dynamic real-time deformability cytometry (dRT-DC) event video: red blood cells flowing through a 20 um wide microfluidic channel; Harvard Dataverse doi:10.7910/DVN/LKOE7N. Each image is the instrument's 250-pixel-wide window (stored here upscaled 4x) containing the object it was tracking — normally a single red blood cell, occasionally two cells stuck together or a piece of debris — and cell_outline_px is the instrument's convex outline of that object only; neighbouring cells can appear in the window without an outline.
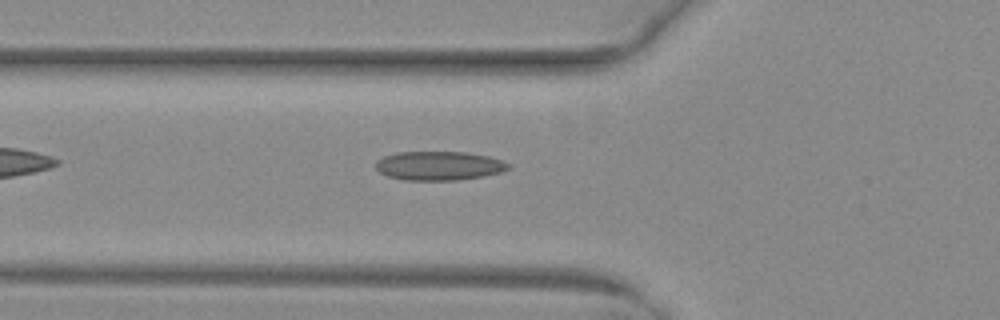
{"species": "common noctule bat (a hibernating species)", "species_latin": "Nyctalus noctula", "temperature_condition": "warm", "stored_images_in_passage": 30, "camera_frame_rate_fps": 3000, "um_per_image_px": 0.085, "animal": {"sex": "female", "body_mass_g": 29.2, "forearm_length_mm": 56.3}, "frame": {"image": 1, "passage_image": 2, "time_ms": 0.333, "image_size_px": [1000, 320], "cell_outline_px": [[512, 168], [500, 172], [484, 176], [456, 180], [404, 180], [388, 176], [380, 172], [376, 168], [376, 160], [384, 156], [396, 152], [464, 152], [488, 156], [500, 160], [508, 164]], "centroid_in_image_um": [37.29, 14.09], "position_along_channel_um": 88.5, "area_um2": 22.31}}
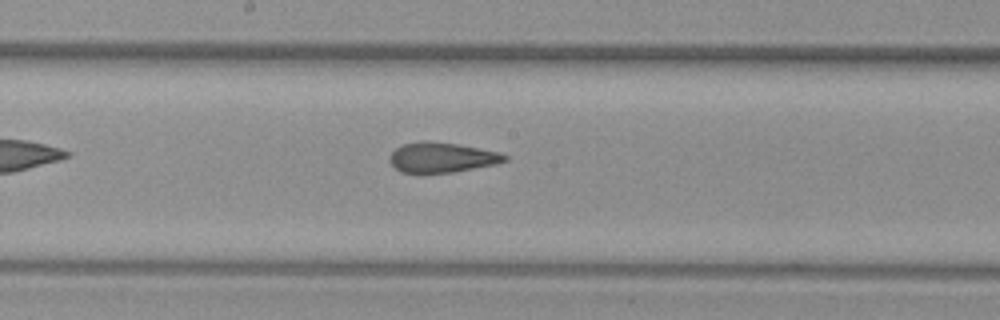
{"frame": {"image": 2, "passage_image": 11, "time_ms": 3.333, "image_size_px": [1000, 320], "cell_outline_px": [[508, 160], [496, 164], [456, 172], [400, 172], [388, 160], [392, 152], [400, 144], [424, 140], [456, 144], [500, 152], [508, 156]], "centroid_in_image_um": [37.56, 13.37], "position_along_channel_um": 210.6, "area_um2": 20.11}}
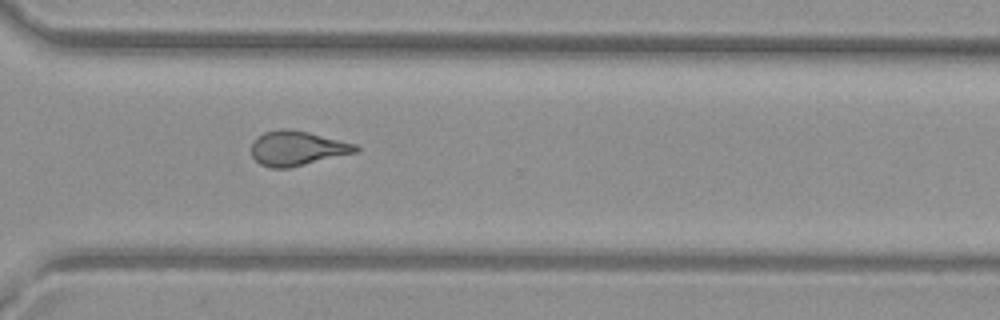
{"frame": {"image": 3, "passage_image": 21, "time_ms": 6.667, "image_size_px": [1000, 320], "cell_outline_px": [[360, 148], [356, 152], [288, 168], [268, 168], [260, 164], [252, 156], [252, 140], [256, 136], [264, 132], [280, 128], [288, 128], [308, 132], [356, 144]], "centroid_in_image_um": [25.21, 12.59], "position_along_channel_um": 345.4, "area_um2": 21.04}}